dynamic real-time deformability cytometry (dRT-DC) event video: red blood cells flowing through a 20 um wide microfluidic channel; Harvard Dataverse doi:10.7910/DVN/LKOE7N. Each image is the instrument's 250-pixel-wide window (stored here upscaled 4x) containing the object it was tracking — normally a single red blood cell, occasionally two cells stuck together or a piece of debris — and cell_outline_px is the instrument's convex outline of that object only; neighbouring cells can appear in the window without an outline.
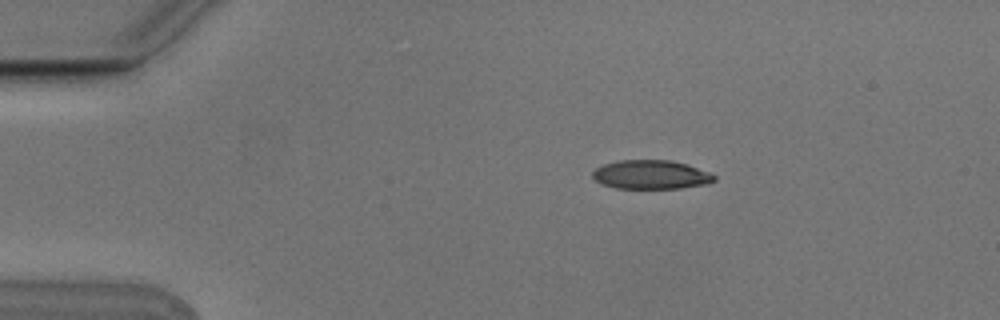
{"species": "Egyptian fruit bat (a non-hibernating species)", "species_latin": "Rousettus aegyptiacus", "temperature_condition": "cold", "stored_images_in_passage": 4, "camera_frame_rate_fps": 3000, "um_per_image_px": 0.085, "animal": {"sex": "male"}, "frame": {"image": 1, "passage_image": 1, "time_ms": 0.0, "image_size_px": [1000, 320], "cell_outline_px": [[716, 180], [708, 184], [680, 188], [616, 188], [600, 184], [592, 176], [592, 172], [596, 168], [604, 164], [620, 160], [672, 160], [688, 164], [712, 172], [716, 176]], "centroid_in_image_um": [55.38, 14.84], "position_along_channel_um": 29.6, "area_um2": 20.75}}
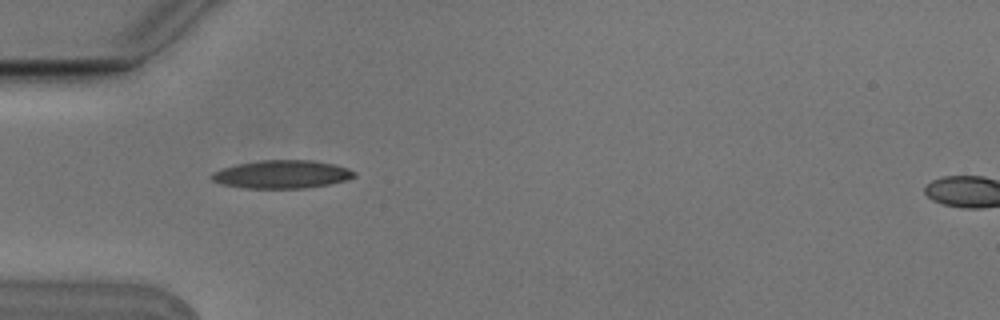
{"frame": {"image": 2, "passage_image": 3, "time_ms": 0.667, "image_size_px": [1000, 320], "cell_outline_px": [[356, 176], [348, 180], [328, 184], [304, 188], [244, 188], [220, 184], [212, 180], [208, 176], [212, 172], [236, 164], [260, 160], [312, 160], [332, 164], [348, 168], [356, 172]], "centroid_in_image_um": [23.94, 14.82], "position_along_channel_um": 61.1, "area_um2": 23.47}}